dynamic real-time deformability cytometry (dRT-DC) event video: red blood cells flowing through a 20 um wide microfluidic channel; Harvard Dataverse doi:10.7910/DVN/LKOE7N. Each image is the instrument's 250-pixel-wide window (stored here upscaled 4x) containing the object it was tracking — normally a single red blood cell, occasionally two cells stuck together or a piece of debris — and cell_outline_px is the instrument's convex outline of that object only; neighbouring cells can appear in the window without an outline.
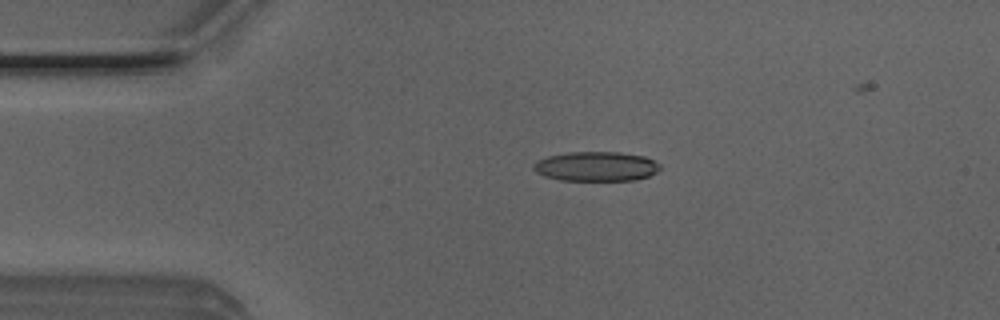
{"species": "Egyptian fruit bat (a non-hibernating species)", "species_latin": "Rousettus aegyptiacus", "temperature_condition": "room temperature", "stored_images_in_passage": 41, "camera_frame_rate_fps": 3000, "um_per_image_px": 0.085, "animal": {"sex": "male"}, "frame": {"image": 1, "passage_image": 1, "time_ms": 0.0, "image_size_px": [1000, 320], "cell_outline_px": [[660, 168], [656, 172], [648, 176], [636, 180], [560, 180], [544, 176], [536, 172], [532, 168], [532, 164], [536, 160], [548, 156], [568, 152], [620, 152], [644, 156], [660, 164]], "centroid_in_image_um": [50.64, 14.14], "position_along_channel_um": 34.4, "area_um2": 21.85}}
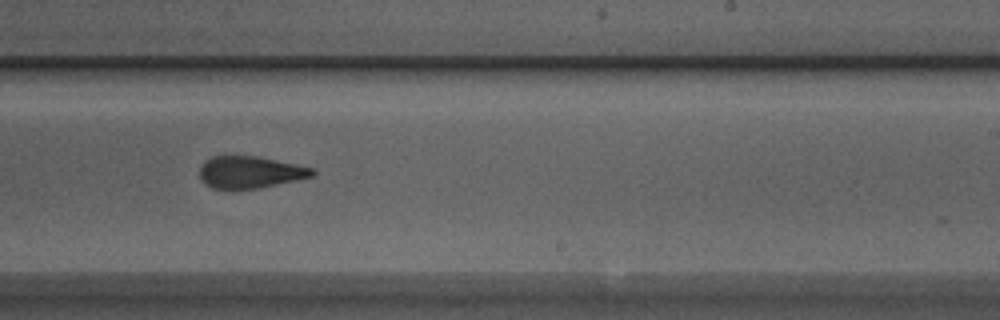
{"frame": {"image": 2, "passage_image": 21, "time_ms": 6.667, "image_size_px": [1000, 320], "cell_outline_px": [[316, 172], [312, 176], [296, 180], [256, 188], [212, 188], [204, 184], [200, 180], [200, 164], [204, 160], [212, 156], [256, 156], [316, 168]], "centroid_in_image_um": [21.23, 14.62], "position_along_channel_um": 267.8, "area_um2": 20.92}}
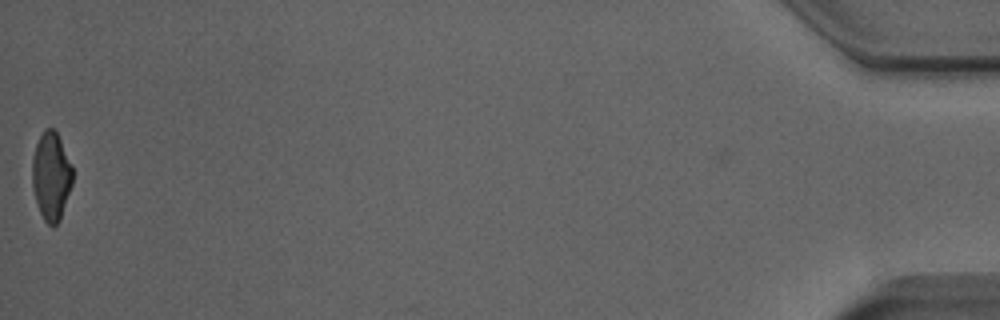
{"frame": {"image": 3, "passage_image": 41, "time_ms": 13.333, "image_size_px": [1000, 320], "cell_outline_px": [[72, 184], [60, 220], [56, 224], [48, 224], [44, 220], [40, 212], [32, 188], [32, 160], [36, 144], [44, 128], [52, 128], [56, 132], [72, 164]], "centroid_in_image_um": [4.34, 14.96], "position_along_channel_um": 430.9, "area_um2": 20.58}, "authors_computed_cell_mechanics": {"area_um2": 22.0218, "velocity_mm_per_s": 4.0389, "shape_relaxation_time_tau1_ms": 7.1074, "shape_relaxation_time_tau2_ms": 2.3657, "deformation_change_tau1": 0.1765, "deformation_change_tau2": 0.1201}}